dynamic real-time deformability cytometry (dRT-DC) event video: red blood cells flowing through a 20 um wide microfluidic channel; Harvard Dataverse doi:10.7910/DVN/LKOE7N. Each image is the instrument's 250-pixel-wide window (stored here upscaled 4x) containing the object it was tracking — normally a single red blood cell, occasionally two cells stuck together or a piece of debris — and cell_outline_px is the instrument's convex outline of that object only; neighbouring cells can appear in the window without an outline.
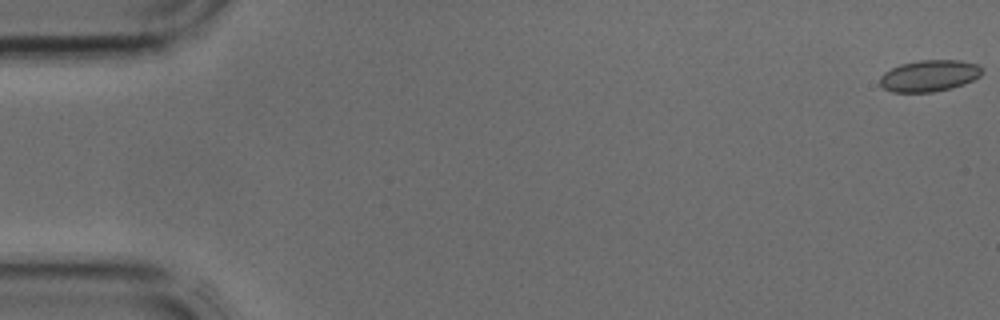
{"species": "common noctule bat (a hibernating species)", "species_latin": "Nyctalus noctula", "temperature_condition": "cold", "stored_images_in_passage": 10, "camera_frame_rate_fps": 3000, "um_per_image_px": 0.085, "animal": {"sex": "male", "body_mass_g": 17.9, "forearm_length_mm": 54.2}, "frame": {"image": 1, "passage_image": 1, "time_ms": 0.0, "image_size_px": [1000, 320], "cell_outline_px": [[980, 76], [964, 84], [932, 92], [892, 92], [884, 88], [880, 84], [880, 76], [884, 72], [900, 64], [920, 60], [960, 60], [976, 64], [980, 68]], "centroid_in_image_um": [78.94, 6.43], "position_along_channel_um": 6.1, "area_um2": 18.5}}